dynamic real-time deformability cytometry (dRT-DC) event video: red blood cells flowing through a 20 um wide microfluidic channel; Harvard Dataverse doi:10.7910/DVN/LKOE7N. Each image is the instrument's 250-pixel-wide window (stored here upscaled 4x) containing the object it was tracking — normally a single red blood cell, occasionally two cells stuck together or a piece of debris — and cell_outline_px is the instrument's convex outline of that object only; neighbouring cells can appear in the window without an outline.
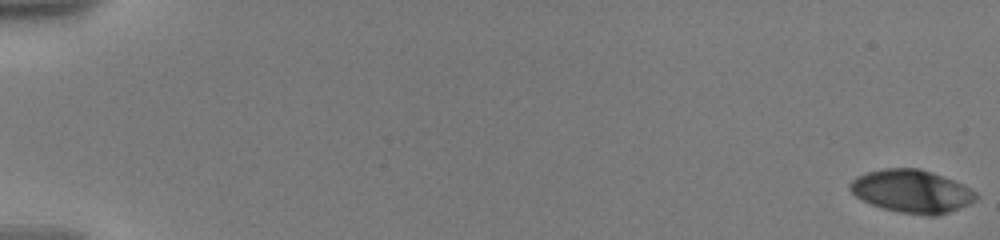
{"species": "human", "species_latin": "Homo sapiens", "temperature_condition": "warm", "stored_images_in_passage": 48, "camera_frame_rate_fps": 3000, "um_per_image_px": 0.085, "donor": {"sex": "male"}, "frame": {"image": 1, "passage_image": 1, "time_ms": 0.0, "image_size_px": [1000, 240], "cell_outline_px": [[980, 196], [976, 200], [968, 204], [948, 212], [936, 216], [928, 216], [900, 212], [880, 208], [856, 196], [848, 188], [848, 184], [856, 176], [868, 172], [884, 168], [920, 168], [944, 176], [964, 184], [976, 192]], "centroid_in_image_um": [77.52, 16.25], "position_along_channel_um": 7.5, "area_um2": 31.67}}
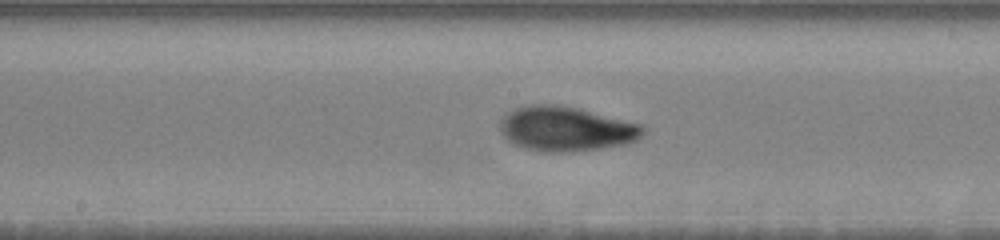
{"frame": {"image": 2, "passage_image": 28, "time_ms": 10.667, "image_size_px": [1000, 240], "cell_outline_px": [[644, 132], [636, 140], [624, 144], [596, 148], [564, 152], [540, 152], [524, 148], [508, 140], [504, 136], [500, 128], [500, 124], [504, 116], [516, 108], [532, 104], [552, 104], [580, 108], [640, 124], [644, 128]], "centroid_in_image_um": [48.1, 10.94], "position_along_channel_um": 200.1, "area_um2": 36.7}}
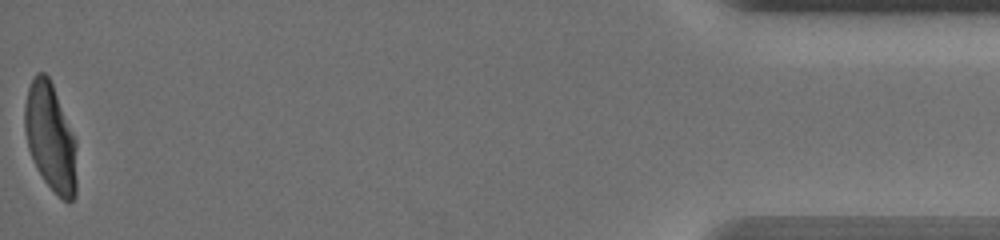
{"frame": {"image": 3, "passage_image": 48, "time_ms": 19.333, "image_size_px": [1000, 240], "cell_outline_px": [[76, 196], [68, 204], [44, 180], [36, 168], [28, 148], [24, 128], [24, 104], [28, 88], [36, 72], [44, 72], [48, 76], [52, 84], [76, 140]], "centroid_in_image_um": [4.28, 11.68], "position_along_channel_um": 430.9, "area_um2": 32.6}, "authors_computed_cell_mechanics": {"area_um2": 33.3795, "velocity_mm_per_s": 3.5827, "shape_relaxation_time_tau1_ms": 4.4732, "shape_relaxation_time_tau2_ms": 1.4, "deformation_change_tau1": 0.192, "deformation_change_tau2": 0.0476}}